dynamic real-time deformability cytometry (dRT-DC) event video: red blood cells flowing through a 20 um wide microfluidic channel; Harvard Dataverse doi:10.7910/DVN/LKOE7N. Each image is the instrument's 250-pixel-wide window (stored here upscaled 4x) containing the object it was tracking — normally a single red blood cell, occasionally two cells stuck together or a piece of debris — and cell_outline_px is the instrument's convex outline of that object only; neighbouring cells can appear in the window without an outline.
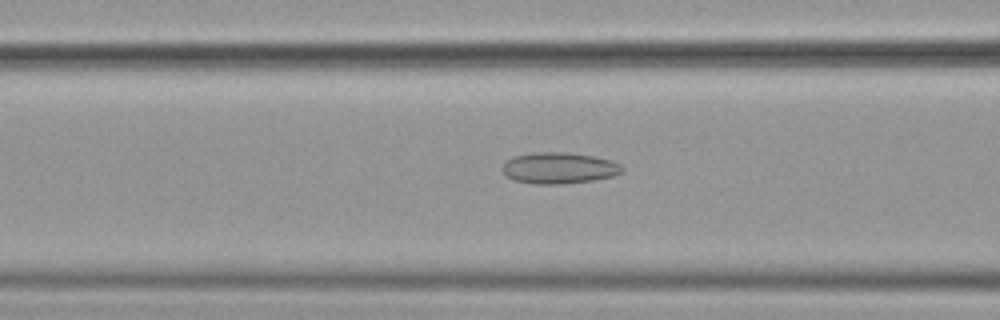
{"species": "common noctule bat (a hibernating species)", "species_latin": "Nyctalus noctula", "temperature_condition": "cold", "stored_images_in_passage": 55, "camera_frame_rate_fps": 3000, "um_per_image_px": 0.085, "animal": {"sex": "female", "body_mass_g": 19.9}, "frame": {"image": 1, "passage_image": 22, "time_ms": 7.0, "image_size_px": [1000, 320], "cell_outline_px": [[624, 172], [612, 176], [592, 180], [560, 184], [536, 184], [512, 180], [500, 168], [512, 156], [536, 152], [564, 152], [592, 156], [612, 160], [620, 164], [624, 168]], "centroid_in_image_um": [47.52, 14.28], "position_along_channel_um": 119.1, "area_um2": 21.79}}
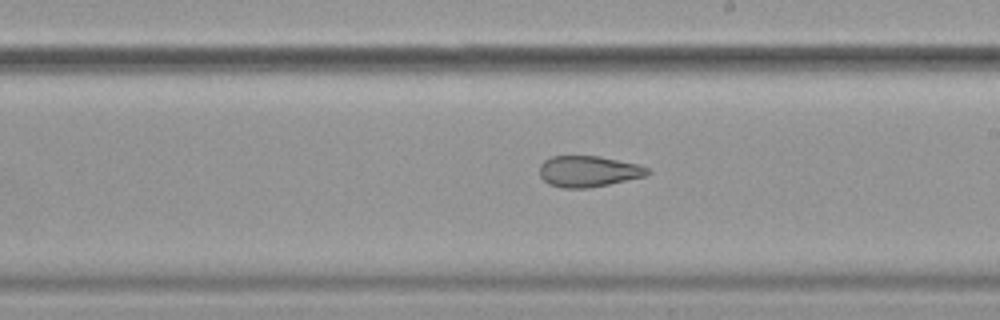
{"frame": {"image": 2, "passage_image": 32, "time_ms": 10.333, "image_size_px": [1000, 320], "cell_outline_px": [[652, 172], [648, 176], [588, 188], [560, 188], [548, 184], [540, 176], [540, 164], [544, 160], [552, 156], [600, 156], [640, 164], [648, 168]], "centroid_in_image_um": [50.05, 14.56], "position_along_channel_um": 239.0, "area_um2": 19.83}}
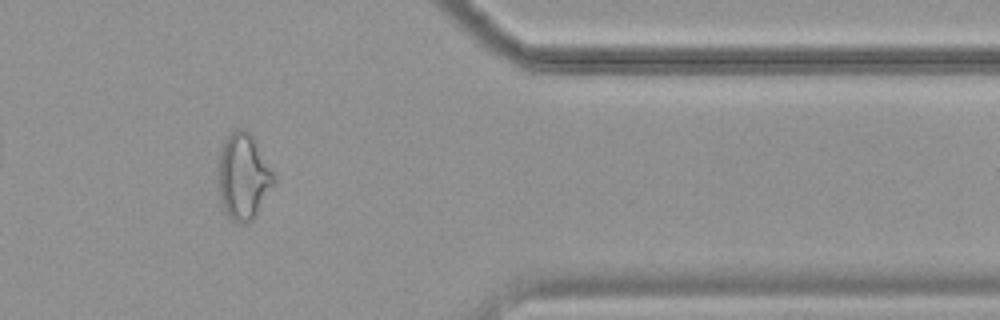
{"frame": {"image": 3, "passage_image": 46, "time_ms": 15.0, "image_size_px": [1000, 320], "cell_outline_px": [[276, 184], [252, 220], [244, 224], [232, 220], [224, 212], [220, 196], [216, 164], [220, 148], [224, 140], [236, 128], [240, 128], [248, 132], [252, 136], [272, 168], [276, 176]], "centroid_in_image_um": [20.68, 15.0], "position_along_channel_um": 390.7, "area_um2": 28.38}, "authors_computed_cell_mechanics": {"area_um2": 24.9696, "velocity_mm_per_s": 3.6121, "shape_relaxation_time_tau1_ms": null, "shape_relaxation_time_tau2_ms": 2.8351, "deformation_change_tau1": null, "deformation_change_tau2": 0.113}}